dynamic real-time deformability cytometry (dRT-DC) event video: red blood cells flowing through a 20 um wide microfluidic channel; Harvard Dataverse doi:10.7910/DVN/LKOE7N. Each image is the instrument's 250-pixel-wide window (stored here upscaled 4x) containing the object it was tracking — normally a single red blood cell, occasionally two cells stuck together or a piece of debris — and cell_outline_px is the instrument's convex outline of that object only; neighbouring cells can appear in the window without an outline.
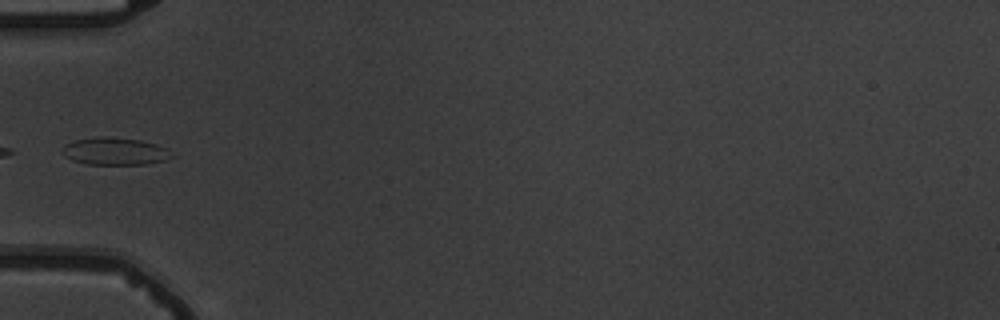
{"species": "common noctule bat (a hibernating species)", "species_latin": "Nyctalus noctula", "temperature_condition": "warm", "stored_images_in_passage": 5, "camera_frame_rate_fps": 3000, "um_per_image_px": 0.085, "animal": {"sex": "male", "body_mass_g": 19.5, "forearm_length_mm": 54.6}, "frame": {"image": 1, "passage_image": 5, "time_ms": 4.333, "image_size_px": [1000, 320], "cell_outline_px": [[176, 156], [168, 160], [148, 164], [84, 164], [72, 160], [64, 156], [60, 152], [64, 144], [76, 140], [100, 136], [104, 136], [140, 140], [156, 144], [164, 148]], "centroid_in_image_um": [9.75, 12.87], "position_along_channel_um": 75.2, "area_um2": 17.63}}